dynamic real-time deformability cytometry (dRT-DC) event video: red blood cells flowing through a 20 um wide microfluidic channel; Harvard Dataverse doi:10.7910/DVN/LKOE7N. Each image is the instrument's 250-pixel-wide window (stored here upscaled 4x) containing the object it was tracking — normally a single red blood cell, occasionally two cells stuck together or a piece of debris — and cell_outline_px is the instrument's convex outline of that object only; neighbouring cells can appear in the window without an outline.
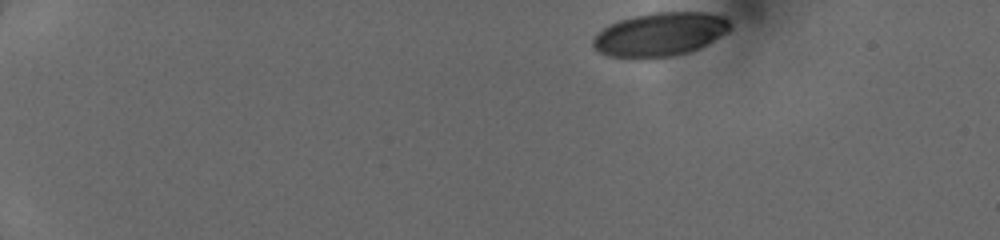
{"species": "human", "species_latin": "Homo sapiens", "temperature_condition": "cold", "stored_images_in_passage": 14, "camera_frame_rate_fps": 3000, "um_per_image_px": 0.085, "donor": {"sex": "female"}, "frame": {"image": 1, "passage_image": 1, "time_ms": 0.0, "image_size_px": [1000, 240], "cell_outline_px": [[732, 28], [728, 32], [700, 48], [688, 52], [672, 56], [648, 60], [644, 60], [608, 56], [596, 52], [592, 48], [592, 40], [596, 32], [608, 24], [632, 16], [652, 12], [708, 12], [724, 16], [732, 24]], "centroid_in_image_um": [56.06, 2.94], "position_along_channel_um": 28.9, "area_um2": 35.95}}
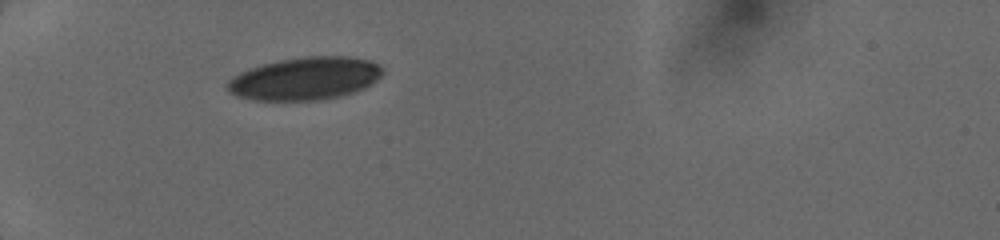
{"frame": {"image": 2, "passage_image": 13, "time_ms": 3.0, "image_size_px": [1000, 240], "cell_outline_px": [[384, 72], [372, 84], [364, 88], [340, 96], [320, 100], [252, 100], [236, 96], [228, 92], [224, 88], [224, 84], [232, 76], [248, 68], [280, 60], [304, 56], [352, 56], [368, 60], [380, 64], [384, 68]], "centroid_in_image_um": [25.9, 6.67], "position_along_channel_um": 59.1, "area_um2": 39.13}}